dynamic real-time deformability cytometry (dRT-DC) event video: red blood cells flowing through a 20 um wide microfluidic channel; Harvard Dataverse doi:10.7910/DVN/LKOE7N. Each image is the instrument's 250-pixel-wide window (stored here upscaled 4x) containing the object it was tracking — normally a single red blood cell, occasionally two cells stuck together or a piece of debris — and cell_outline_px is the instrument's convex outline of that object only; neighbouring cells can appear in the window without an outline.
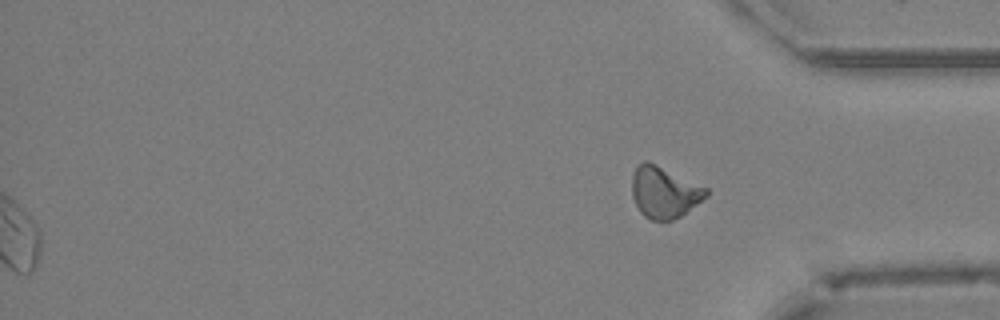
{"species": "Egyptian fruit bat (a non-hibernating species)", "species_latin": "Rousettus aegyptiacus", "temperature_condition": "cold", "stored_images_in_passage": 47, "segment_of_instrument_passage": [2, 2], "camera_frame_rate_fps": 3000, "um_per_image_px": 0.085, "animal": {"sex": "female"}, "frame": {"image": 1, "passage_image": 47, "time_ms": 15.333, "image_size_px": [1000, 320], "cell_outline_px": [[708, 196], [680, 216], [672, 220], [652, 220], [644, 216], [640, 212], [632, 196], [632, 172], [636, 164], [644, 160], [648, 160], [708, 188]], "centroid_in_image_um": [56.43, 16.31], "position_along_channel_um": 378.8, "area_um2": 22.37}}